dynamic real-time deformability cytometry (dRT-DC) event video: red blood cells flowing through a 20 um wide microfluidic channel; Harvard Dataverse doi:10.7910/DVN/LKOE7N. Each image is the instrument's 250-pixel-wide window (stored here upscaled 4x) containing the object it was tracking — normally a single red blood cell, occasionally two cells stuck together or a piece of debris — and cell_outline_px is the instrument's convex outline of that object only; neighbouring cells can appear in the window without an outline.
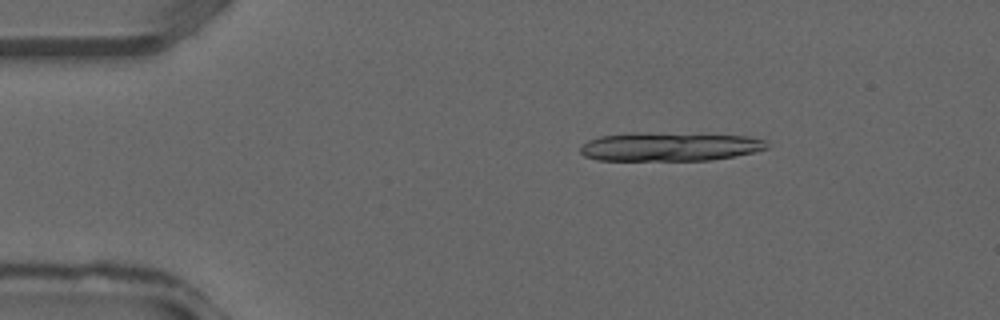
{"species": "common noctule bat (a hibernating species)", "species_latin": "Nyctalus noctula", "temperature_condition": "warm", "stored_images_in_passage": 11, "camera_frame_rate_fps": 3000, "um_per_image_px": 0.085, "animal": {"sex": "male", "forearm_length_mm": 52.5}, "frame": {"image": 1, "passage_image": 5, "time_ms": 1.333, "image_size_px": [1000, 320], "cell_outline_px": [[768, 148], [736, 156], [712, 160], [596, 160], [584, 156], [580, 152], [580, 148], [588, 140], [600, 136], [628, 132], [636, 132], [748, 136], [764, 140], [768, 144]], "centroid_in_image_um": [56.88, 12.47], "position_along_channel_um": 28.1, "area_um2": 31.27}}